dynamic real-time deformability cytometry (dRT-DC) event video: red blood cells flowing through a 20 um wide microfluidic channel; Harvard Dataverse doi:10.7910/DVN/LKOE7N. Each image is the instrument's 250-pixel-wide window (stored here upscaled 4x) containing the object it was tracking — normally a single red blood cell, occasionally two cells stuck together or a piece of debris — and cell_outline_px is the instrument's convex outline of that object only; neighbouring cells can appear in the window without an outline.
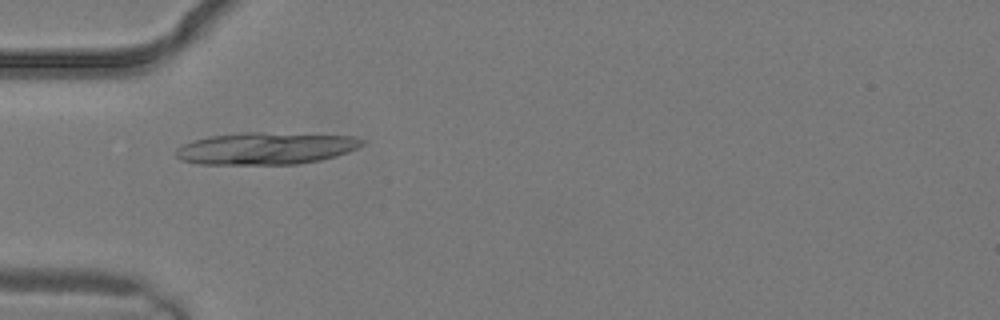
{"species": "common noctule bat (a hibernating species)", "species_latin": "Nyctalus noctula", "temperature_condition": "warm", "stored_images_in_passage": 1, "camera_frame_rate_fps": 3000, "um_per_image_px": 0.085, "animal": {"sex": "male", "body_mass_g": 19.2, "forearm_length_mm": 51.8}, "frame": {"image": 1, "passage_image": 1, "time_ms": 0.0, "image_size_px": [1000, 320], "cell_outline_px": [[364, 144], [348, 152], [336, 156], [320, 160], [296, 164], [196, 164], [180, 160], [176, 156], [176, 148], [192, 140], [208, 136], [244, 132], [260, 132], [352, 136], [364, 140]], "centroid_in_image_um": [22.56, 12.61], "position_along_channel_um": 62.4, "area_um2": 34.85}}